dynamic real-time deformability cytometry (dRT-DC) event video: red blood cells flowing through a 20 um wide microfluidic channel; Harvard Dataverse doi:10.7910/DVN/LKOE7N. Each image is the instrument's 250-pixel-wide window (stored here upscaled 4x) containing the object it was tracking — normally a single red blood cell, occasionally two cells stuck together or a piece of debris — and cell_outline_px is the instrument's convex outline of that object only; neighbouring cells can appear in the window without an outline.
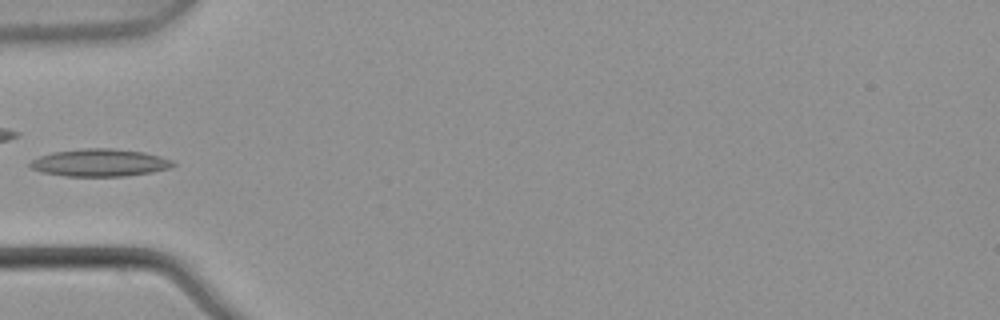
{"species": "common noctule bat (a hibernating species)", "species_latin": "Nyctalus noctula", "temperature_condition": "warm", "stored_images_in_passage": 6, "camera_frame_rate_fps": 3000, "um_per_image_px": 0.085, "animal": {"sex": "male", "body_mass_g": 21.5, "forearm_length_mm": 52.0}, "frame": {"image": 1, "passage_image": 5, "time_ms": 1.333, "image_size_px": [1000, 320], "cell_outline_px": [[176, 164], [168, 168], [152, 172], [124, 176], [64, 176], [40, 172], [28, 168], [28, 164], [32, 160], [40, 156], [52, 152], [80, 148], [112, 148], [144, 152], [160, 156], [172, 160]], "centroid_in_image_um": [8.43, 13.82], "position_along_channel_um": 76.6, "area_um2": 23.06}}
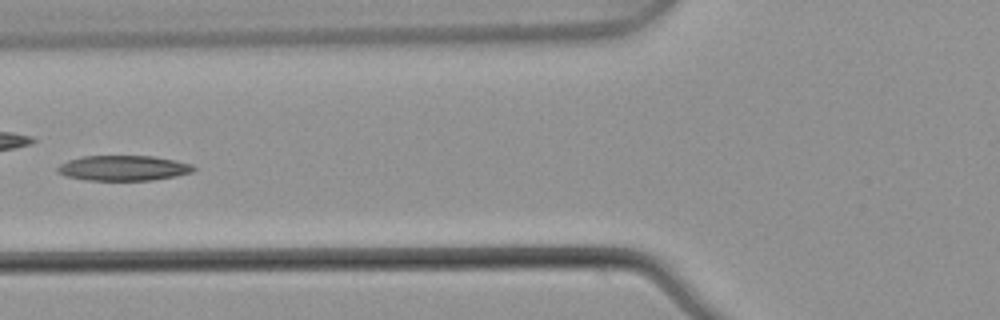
{"frame": {"image": 2, "passage_image": 6, "time_ms": 1.667, "image_size_px": [1000, 320], "cell_outline_px": [[196, 168], [192, 172], [176, 176], [152, 180], [84, 180], [64, 176], [56, 172], [56, 168], [60, 164], [68, 160], [84, 156], [152, 156], [176, 160], [192, 164]], "centroid_in_image_um": [10.47, 14.29], "position_along_channel_um": 115.3, "area_um2": 20.11}}